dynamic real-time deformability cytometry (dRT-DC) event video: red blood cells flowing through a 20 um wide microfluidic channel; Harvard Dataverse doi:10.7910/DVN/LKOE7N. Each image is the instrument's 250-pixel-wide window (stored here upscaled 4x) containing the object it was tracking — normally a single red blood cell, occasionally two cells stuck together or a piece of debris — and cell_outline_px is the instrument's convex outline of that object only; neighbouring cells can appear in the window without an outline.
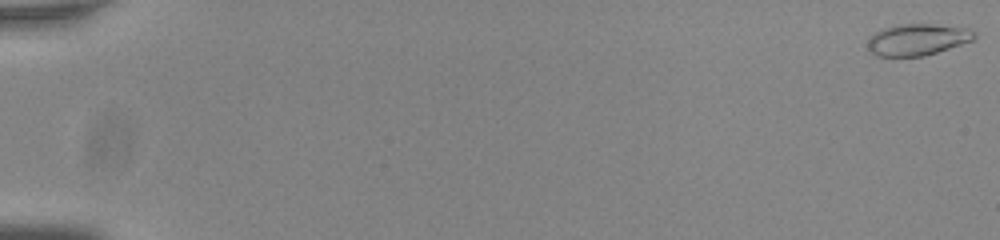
{"species": "common noctule bat (a hibernating species)", "species_latin": "Nyctalus noctula", "temperature_condition": "room temperature", "stored_images_in_passage": 56, "camera_frame_rate_fps": 3000, "um_per_image_px": 0.085, "animal": {"sex": "male", "body_mass_g": 20.0, "forearm_length_mm": 53.3}, "frame": {"image": 1, "passage_image": 1, "time_ms": 0.0, "image_size_px": [1000, 240], "cell_outline_px": [[976, 36], [972, 40], [924, 56], [876, 56], [868, 48], [868, 36], [884, 28], [900, 24], [932, 24], [964, 28], [972, 32]], "centroid_in_image_um": [77.91, 3.37], "position_along_channel_um": 7.1, "area_um2": 19.19}}
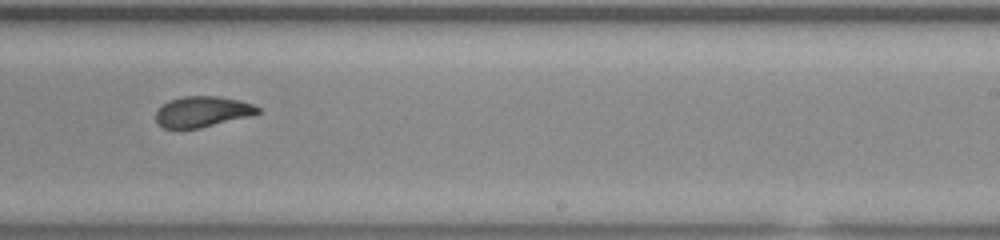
{"frame": {"image": 2, "passage_image": 37, "time_ms": 12.0, "image_size_px": [1000, 240], "cell_outline_px": [[260, 112], [252, 116], [200, 128], [164, 128], [156, 120], [156, 112], [168, 100], [184, 96], [220, 96], [240, 100], [252, 104], [260, 108]], "centroid_in_image_um": [17.24, 9.48], "position_along_channel_um": 271.8, "area_um2": 18.26}}
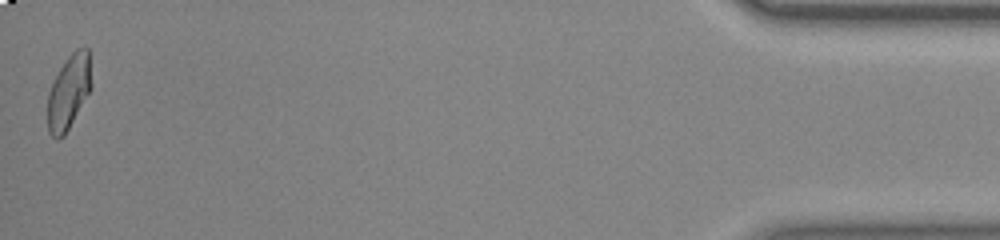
{"frame": {"image": 3, "passage_image": 56, "time_ms": 18.333, "image_size_px": [1000, 240], "cell_outline_px": [[92, 88], [64, 136], [56, 140], [48, 132], [48, 92], [60, 68], [68, 56], [76, 48], [84, 44], [88, 48], [92, 84]], "centroid_in_image_um": [5.86, 7.79], "position_along_channel_um": 429.3, "area_um2": 19.07}, "authors_computed_cell_mechanics": {"area_um2": 19.2185, "velocity_mm_per_s": 3.7945, "shape_relaxation_time_tau1_ms": null, "shape_relaxation_time_tau2_ms": 1.3937, "deformation_change_tau1": null, "deformation_change_tau2": 0.0735}}